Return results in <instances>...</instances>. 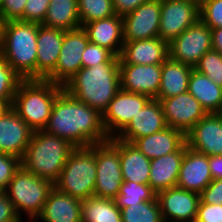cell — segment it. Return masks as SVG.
Segmentation results:
<instances>
[{"label": "cell", "instance_id": "cell-1", "mask_svg": "<svg viewBox=\"0 0 222 222\" xmlns=\"http://www.w3.org/2000/svg\"><path fill=\"white\" fill-rule=\"evenodd\" d=\"M44 131L68 140L75 147H89L109 140L102 114L65 90L56 97Z\"/></svg>", "mask_w": 222, "mask_h": 222}, {"label": "cell", "instance_id": "cell-2", "mask_svg": "<svg viewBox=\"0 0 222 222\" xmlns=\"http://www.w3.org/2000/svg\"><path fill=\"white\" fill-rule=\"evenodd\" d=\"M63 88L70 96L103 114L121 89L119 63L81 68Z\"/></svg>", "mask_w": 222, "mask_h": 222}, {"label": "cell", "instance_id": "cell-3", "mask_svg": "<svg viewBox=\"0 0 222 222\" xmlns=\"http://www.w3.org/2000/svg\"><path fill=\"white\" fill-rule=\"evenodd\" d=\"M39 26L21 20L2 24L0 55L23 80L36 79Z\"/></svg>", "mask_w": 222, "mask_h": 222}, {"label": "cell", "instance_id": "cell-4", "mask_svg": "<svg viewBox=\"0 0 222 222\" xmlns=\"http://www.w3.org/2000/svg\"><path fill=\"white\" fill-rule=\"evenodd\" d=\"M75 148L68 140L44 130L33 131L30 143L21 158V166L54 184Z\"/></svg>", "mask_w": 222, "mask_h": 222}, {"label": "cell", "instance_id": "cell-5", "mask_svg": "<svg viewBox=\"0 0 222 222\" xmlns=\"http://www.w3.org/2000/svg\"><path fill=\"white\" fill-rule=\"evenodd\" d=\"M63 90V86L48 80H22L11 108L33 131L44 130L49 122L54 101Z\"/></svg>", "mask_w": 222, "mask_h": 222}, {"label": "cell", "instance_id": "cell-6", "mask_svg": "<svg viewBox=\"0 0 222 222\" xmlns=\"http://www.w3.org/2000/svg\"><path fill=\"white\" fill-rule=\"evenodd\" d=\"M95 149L76 147L68 156L54 187L81 201L94 196L96 182Z\"/></svg>", "mask_w": 222, "mask_h": 222}, {"label": "cell", "instance_id": "cell-7", "mask_svg": "<svg viewBox=\"0 0 222 222\" xmlns=\"http://www.w3.org/2000/svg\"><path fill=\"white\" fill-rule=\"evenodd\" d=\"M53 188L54 184L51 181L37 177L20 166L4 193L13 203L20 218H22L20 212L27 214L28 218H37Z\"/></svg>", "mask_w": 222, "mask_h": 222}, {"label": "cell", "instance_id": "cell-8", "mask_svg": "<svg viewBox=\"0 0 222 222\" xmlns=\"http://www.w3.org/2000/svg\"><path fill=\"white\" fill-rule=\"evenodd\" d=\"M91 146L95 149L97 167L94 196L114 199L124 181L120 163V140L110 138Z\"/></svg>", "mask_w": 222, "mask_h": 222}, {"label": "cell", "instance_id": "cell-9", "mask_svg": "<svg viewBox=\"0 0 222 222\" xmlns=\"http://www.w3.org/2000/svg\"><path fill=\"white\" fill-rule=\"evenodd\" d=\"M212 49L211 28L200 19L169 43V57L193 68Z\"/></svg>", "mask_w": 222, "mask_h": 222}, {"label": "cell", "instance_id": "cell-10", "mask_svg": "<svg viewBox=\"0 0 222 222\" xmlns=\"http://www.w3.org/2000/svg\"><path fill=\"white\" fill-rule=\"evenodd\" d=\"M151 98L120 89L102 114V124L110 138L117 137Z\"/></svg>", "mask_w": 222, "mask_h": 222}, {"label": "cell", "instance_id": "cell-11", "mask_svg": "<svg viewBox=\"0 0 222 222\" xmlns=\"http://www.w3.org/2000/svg\"><path fill=\"white\" fill-rule=\"evenodd\" d=\"M88 43L83 27L64 31L56 68L45 80L64 86L82 68V53Z\"/></svg>", "mask_w": 222, "mask_h": 222}, {"label": "cell", "instance_id": "cell-12", "mask_svg": "<svg viewBox=\"0 0 222 222\" xmlns=\"http://www.w3.org/2000/svg\"><path fill=\"white\" fill-rule=\"evenodd\" d=\"M199 19L197 3L191 0H161L159 37L170 43Z\"/></svg>", "mask_w": 222, "mask_h": 222}, {"label": "cell", "instance_id": "cell-13", "mask_svg": "<svg viewBox=\"0 0 222 222\" xmlns=\"http://www.w3.org/2000/svg\"><path fill=\"white\" fill-rule=\"evenodd\" d=\"M157 100L162 106L167 126L177 129L185 135L207 114L199 101L188 91Z\"/></svg>", "mask_w": 222, "mask_h": 222}, {"label": "cell", "instance_id": "cell-14", "mask_svg": "<svg viewBox=\"0 0 222 222\" xmlns=\"http://www.w3.org/2000/svg\"><path fill=\"white\" fill-rule=\"evenodd\" d=\"M161 0H148L122 17L124 41L151 39L159 36Z\"/></svg>", "mask_w": 222, "mask_h": 222}, {"label": "cell", "instance_id": "cell-15", "mask_svg": "<svg viewBox=\"0 0 222 222\" xmlns=\"http://www.w3.org/2000/svg\"><path fill=\"white\" fill-rule=\"evenodd\" d=\"M165 222H195L200 194L178 186L156 194Z\"/></svg>", "mask_w": 222, "mask_h": 222}, {"label": "cell", "instance_id": "cell-16", "mask_svg": "<svg viewBox=\"0 0 222 222\" xmlns=\"http://www.w3.org/2000/svg\"><path fill=\"white\" fill-rule=\"evenodd\" d=\"M187 146L207 156L222 155V116L207 113L186 134Z\"/></svg>", "mask_w": 222, "mask_h": 222}, {"label": "cell", "instance_id": "cell-17", "mask_svg": "<svg viewBox=\"0 0 222 222\" xmlns=\"http://www.w3.org/2000/svg\"><path fill=\"white\" fill-rule=\"evenodd\" d=\"M121 89L155 99L161 82L162 64H119Z\"/></svg>", "mask_w": 222, "mask_h": 222}, {"label": "cell", "instance_id": "cell-18", "mask_svg": "<svg viewBox=\"0 0 222 222\" xmlns=\"http://www.w3.org/2000/svg\"><path fill=\"white\" fill-rule=\"evenodd\" d=\"M32 135L33 130L12 108L0 116V153L21 159Z\"/></svg>", "mask_w": 222, "mask_h": 222}, {"label": "cell", "instance_id": "cell-19", "mask_svg": "<svg viewBox=\"0 0 222 222\" xmlns=\"http://www.w3.org/2000/svg\"><path fill=\"white\" fill-rule=\"evenodd\" d=\"M169 58V43L159 36L151 39L124 41L119 64L157 65Z\"/></svg>", "mask_w": 222, "mask_h": 222}, {"label": "cell", "instance_id": "cell-20", "mask_svg": "<svg viewBox=\"0 0 222 222\" xmlns=\"http://www.w3.org/2000/svg\"><path fill=\"white\" fill-rule=\"evenodd\" d=\"M212 181L209 156L187 147L179 170L177 186L201 194Z\"/></svg>", "mask_w": 222, "mask_h": 222}, {"label": "cell", "instance_id": "cell-21", "mask_svg": "<svg viewBox=\"0 0 222 222\" xmlns=\"http://www.w3.org/2000/svg\"><path fill=\"white\" fill-rule=\"evenodd\" d=\"M166 127L160 102L157 99H150L116 138L132 143L137 138L154 134Z\"/></svg>", "mask_w": 222, "mask_h": 222}, {"label": "cell", "instance_id": "cell-22", "mask_svg": "<svg viewBox=\"0 0 222 222\" xmlns=\"http://www.w3.org/2000/svg\"><path fill=\"white\" fill-rule=\"evenodd\" d=\"M64 30L40 24L37 37L36 79L45 80L56 68Z\"/></svg>", "mask_w": 222, "mask_h": 222}, {"label": "cell", "instance_id": "cell-23", "mask_svg": "<svg viewBox=\"0 0 222 222\" xmlns=\"http://www.w3.org/2000/svg\"><path fill=\"white\" fill-rule=\"evenodd\" d=\"M89 42L97 44L120 56L124 44L123 19L113 15L104 19L86 23L83 26Z\"/></svg>", "mask_w": 222, "mask_h": 222}, {"label": "cell", "instance_id": "cell-24", "mask_svg": "<svg viewBox=\"0 0 222 222\" xmlns=\"http://www.w3.org/2000/svg\"><path fill=\"white\" fill-rule=\"evenodd\" d=\"M187 147L185 143L178 151L151 159L148 184L156 194L177 186L179 170Z\"/></svg>", "mask_w": 222, "mask_h": 222}, {"label": "cell", "instance_id": "cell-25", "mask_svg": "<svg viewBox=\"0 0 222 222\" xmlns=\"http://www.w3.org/2000/svg\"><path fill=\"white\" fill-rule=\"evenodd\" d=\"M185 143L183 132L167 126L159 132L137 138L131 144L151 160L178 151Z\"/></svg>", "mask_w": 222, "mask_h": 222}, {"label": "cell", "instance_id": "cell-26", "mask_svg": "<svg viewBox=\"0 0 222 222\" xmlns=\"http://www.w3.org/2000/svg\"><path fill=\"white\" fill-rule=\"evenodd\" d=\"M82 201L58 191L55 187L49 192L41 214L42 222H82Z\"/></svg>", "mask_w": 222, "mask_h": 222}, {"label": "cell", "instance_id": "cell-27", "mask_svg": "<svg viewBox=\"0 0 222 222\" xmlns=\"http://www.w3.org/2000/svg\"><path fill=\"white\" fill-rule=\"evenodd\" d=\"M193 67L172 60L162 64L161 82L155 99L170 98L188 91V82Z\"/></svg>", "mask_w": 222, "mask_h": 222}, {"label": "cell", "instance_id": "cell-28", "mask_svg": "<svg viewBox=\"0 0 222 222\" xmlns=\"http://www.w3.org/2000/svg\"><path fill=\"white\" fill-rule=\"evenodd\" d=\"M120 163L124 181L148 184L150 163L134 145L120 140Z\"/></svg>", "mask_w": 222, "mask_h": 222}, {"label": "cell", "instance_id": "cell-29", "mask_svg": "<svg viewBox=\"0 0 222 222\" xmlns=\"http://www.w3.org/2000/svg\"><path fill=\"white\" fill-rule=\"evenodd\" d=\"M188 92L207 113H219L222 109V87L193 68L188 82Z\"/></svg>", "mask_w": 222, "mask_h": 222}, {"label": "cell", "instance_id": "cell-30", "mask_svg": "<svg viewBox=\"0 0 222 222\" xmlns=\"http://www.w3.org/2000/svg\"><path fill=\"white\" fill-rule=\"evenodd\" d=\"M42 25L64 31L81 27L78 0H50Z\"/></svg>", "mask_w": 222, "mask_h": 222}, {"label": "cell", "instance_id": "cell-31", "mask_svg": "<svg viewBox=\"0 0 222 222\" xmlns=\"http://www.w3.org/2000/svg\"><path fill=\"white\" fill-rule=\"evenodd\" d=\"M82 222H122L120 209L114 199L89 197L82 201Z\"/></svg>", "mask_w": 222, "mask_h": 222}, {"label": "cell", "instance_id": "cell-32", "mask_svg": "<svg viewBox=\"0 0 222 222\" xmlns=\"http://www.w3.org/2000/svg\"><path fill=\"white\" fill-rule=\"evenodd\" d=\"M156 197V193L149 184H137L131 181H123L120 191L114 198L119 209L130 205L151 201Z\"/></svg>", "mask_w": 222, "mask_h": 222}, {"label": "cell", "instance_id": "cell-33", "mask_svg": "<svg viewBox=\"0 0 222 222\" xmlns=\"http://www.w3.org/2000/svg\"><path fill=\"white\" fill-rule=\"evenodd\" d=\"M122 222H164L159 203L155 197L120 209Z\"/></svg>", "mask_w": 222, "mask_h": 222}, {"label": "cell", "instance_id": "cell-34", "mask_svg": "<svg viewBox=\"0 0 222 222\" xmlns=\"http://www.w3.org/2000/svg\"><path fill=\"white\" fill-rule=\"evenodd\" d=\"M81 27L96 20L115 14L112 0H78Z\"/></svg>", "mask_w": 222, "mask_h": 222}, {"label": "cell", "instance_id": "cell-35", "mask_svg": "<svg viewBox=\"0 0 222 222\" xmlns=\"http://www.w3.org/2000/svg\"><path fill=\"white\" fill-rule=\"evenodd\" d=\"M22 80L0 55V100H5L12 106L18 85Z\"/></svg>", "mask_w": 222, "mask_h": 222}, {"label": "cell", "instance_id": "cell-36", "mask_svg": "<svg viewBox=\"0 0 222 222\" xmlns=\"http://www.w3.org/2000/svg\"><path fill=\"white\" fill-rule=\"evenodd\" d=\"M194 69L203 73L216 85L222 87V54L218 51L211 49L206 52Z\"/></svg>", "mask_w": 222, "mask_h": 222}, {"label": "cell", "instance_id": "cell-37", "mask_svg": "<svg viewBox=\"0 0 222 222\" xmlns=\"http://www.w3.org/2000/svg\"><path fill=\"white\" fill-rule=\"evenodd\" d=\"M102 63H119V57L108 49L89 42L82 53V68H89Z\"/></svg>", "mask_w": 222, "mask_h": 222}, {"label": "cell", "instance_id": "cell-38", "mask_svg": "<svg viewBox=\"0 0 222 222\" xmlns=\"http://www.w3.org/2000/svg\"><path fill=\"white\" fill-rule=\"evenodd\" d=\"M200 20L211 29L222 27V0H206L199 6Z\"/></svg>", "mask_w": 222, "mask_h": 222}, {"label": "cell", "instance_id": "cell-39", "mask_svg": "<svg viewBox=\"0 0 222 222\" xmlns=\"http://www.w3.org/2000/svg\"><path fill=\"white\" fill-rule=\"evenodd\" d=\"M21 166V159L6 153H0V189L4 192Z\"/></svg>", "mask_w": 222, "mask_h": 222}, {"label": "cell", "instance_id": "cell-40", "mask_svg": "<svg viewBox=\"0 0 222 222\" xmlns=\"http://www.w3.org/2000/svg\"><path fill=\"white\" fill-rule=\"evenodd\" d=\"M49 5L50 0H27L24 9V21L42 24Z\"/></svg>", "mask_w": 222, "mask_h": 222}, {"label": "cell", "instance_id": "cell-41", "mask_svg": "<svg viewBox=\"0 0 222 222\" xmlns=\"http://www.w3.org/2000/svg\"><path fill=\"white\" fill-rule=\"evenodd\" d=\"M27 0H3L0 5L2 22L21 20L24 21V9Z\"/></svg>", "mask_w": 222, "mask_h": 222}, {"label": "cell", "instance_id": "cell-42", "mask_svg": "<svg viewBox=\"0 0 222 222\" xmlns=\"http://www.w3.org/2000/svg\"><path fill=\"white\" fill-rule=\"evenodd\" d=\"M195 222H222V204H207L200 199Z\"/></svg>", "mask_w": 222, "mask_h": 222}, {"label": "cell", "instance_id": "cell-43", "mask_svg": "<svg viewBox=\"0 0 222 222\" xmlns=\"http://www.w3.org/2000/svg\"><path fill=\"white\" fill-rule=\"evenodd\" d=\"M200 199L207 204H222V179H213L201 192Z\"/></svg>", "mask_w": 222, "mask_h": 222}, {"label": "cell", "instance_id": "cell-44", "mask_svg": "<svg viewBox=\"0 0 222 222\" xmlns=\"http://www.w3.org/2000/svg\"><path fill=\"white\" fill-rule=\"evenodd\" d=\"M20 219L16 213L13 203L8 196L3 193L0 195V222H17Z\"/></svg>", "mask_w": 222, "mask_h": 222}, {"label": "cell", "instance_id": "cell-45", "mask_svg": "<svg viewBox=\"0 0 222 222\" xmlns=\"http://www.w3.org/2000/svg\"><path fill=\"white\" fill-rule=\"evenodd\" d=\"M148 0H112L115 14L121 17L131 13Z\"/></svg>", "mask_w": 222, "mask_h": 222}, {"label": "cell", "instance_id": "cell-46", "mask_svg": "<svg viewBox=\"0 0 222 222\" xmlns=\"http://www.w3.org/2000/svg\"><path fill=\"white\" fill-rule=\"evenodd\" d=\"M209 166L213 179H222V155L209 156Z\"/></svg>", "mask_w": 222, "mask_h": 222}, {"label": "cell", "instance_id": "cell-47", "mask_svg": "<svg viewBox=\"0 0 222 222\" xmlns=\"http://www.w3.org/2000/svg\"><path fill=\"white\" fill-rule=\"evenodd\" d=\"M212 32V49L222 54V27L211 29Z\"/></svg>", "mask_w": 222, "mask_h": 222}, {"label": "cell", "instance_id": "cell-48", "mask_svg": "<svg viewBox=\"0 0 222 222\" xmlns=\"http://www.w3.org/2000/svg\"><path fill=\"white\" fill-rule=\"evenodd\" d=\"M10 108L11 106L5 100H0V116Z\"/></svg>", "mask_w": 222, "mask_h": 222}, {"label": "cell", "instance_id": "cell-49", "mask_svg": "<svg viewBox=\"0 0 222 222\" xmlns=\"http://www.w3.org/2000/svg\"><path fill=\"white\" fill-rule=\"evenodd\" d=\"M191 1L197 3V4L200 6V5H201L203 2H205L206 0H191Z\"/></svg>", "mask_w": 222, "mask_h": 222}, {"label": "cell", "instance_id": "cell-50", "mask_svg": "<svg viewBox=\"0 0 222 222\" xmlns=\"http://www.w3.org/2000/svg\"><path fill=\"white\" fill-rule=\"evenodd\" d=\"M2 24H3V22L0 17V44H1Z\"/></svg>", "mask_w": 222, "mask_h": 222}, {"label": "cell", "instance_id": "cell-51", "mask_svg": "<svg viewBox=\"0 0 222 222\" xmlns=\"http://www.w3.org/2000/svg\"><path fill=\"white\" fill-rule=\"evenodd\" d=\"M29 219H30L31 222H32V220H33V222H36L37 220H39L38 218H29ZM17 222H21V218ZM40 222H41V220H40Z\"/></svg>", "mask_w": 222, "mask_h": 222}]
</instances>
